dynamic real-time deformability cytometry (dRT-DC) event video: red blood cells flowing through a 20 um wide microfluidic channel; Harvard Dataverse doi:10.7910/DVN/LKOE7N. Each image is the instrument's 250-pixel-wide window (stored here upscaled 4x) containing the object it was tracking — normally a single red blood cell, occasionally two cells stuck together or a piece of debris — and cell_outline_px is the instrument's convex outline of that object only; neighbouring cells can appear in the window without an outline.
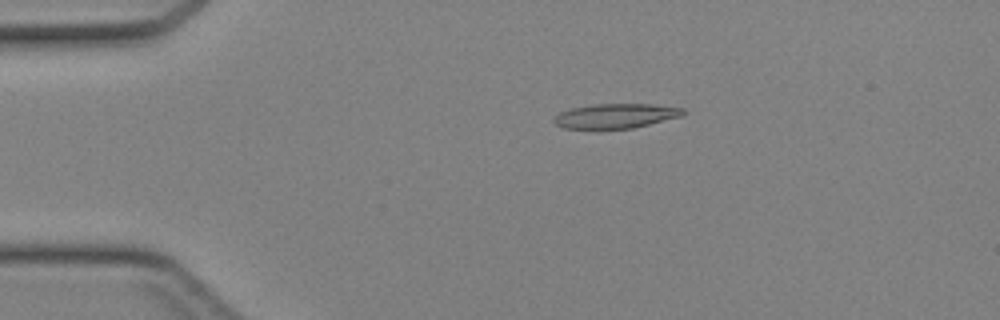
{"species": "Egyptian fruit bat (a non-hibernating species)", "species_latin": "Rousettus aegyptiacus", "temperature_condition": "cold", "stored_images_in_passage": 44, "camera_frame_rate_fps": 3000, "um_per_image_px": 0.085, "animal": {"sex": "female"}, "frame": {"image": 1, "passage_image": 9, "time_ms": 2.667, "image_size_px": [1000, 320], "cell_outline_px": [[684, 112], [680, 116], [632, 128], [564, 128], [556, 124], [552, 120], [560, 112], [572, 108], [592, 104], [652, 104], [684, 108]], "centroid_in_image_um": [52.31, 9.84], "position_along_channel_um": 32.7, "area_um2": 18.15}}
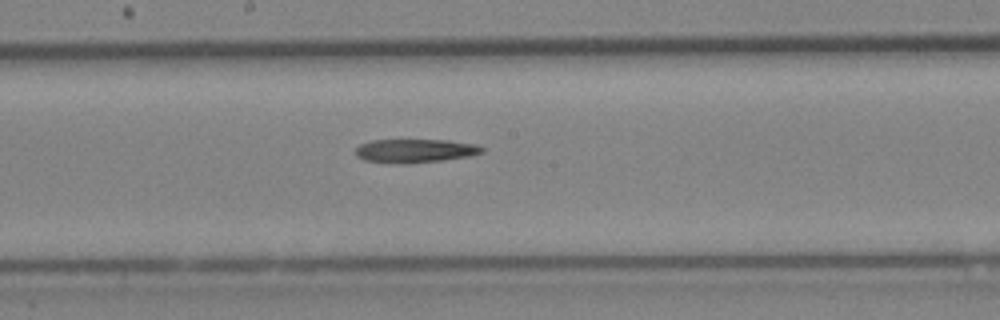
{"frame": {"image": 2, "passage_image": 24, "time_ms": 7.667, "image_size_px": [1000, 320], "cell_outline_px": [[484, 152], [468, 156], [440, 160], [408, 164], [392, 164], [364, 160], [356, 156], [356, 148], [360, 144], [372, 140], [448, 140], [476, 144], [484, 148]], "centroid_in_image_um": [35.25, 12.82], "position_along_channel_um": 212.9, "area_um2": 17.51}}
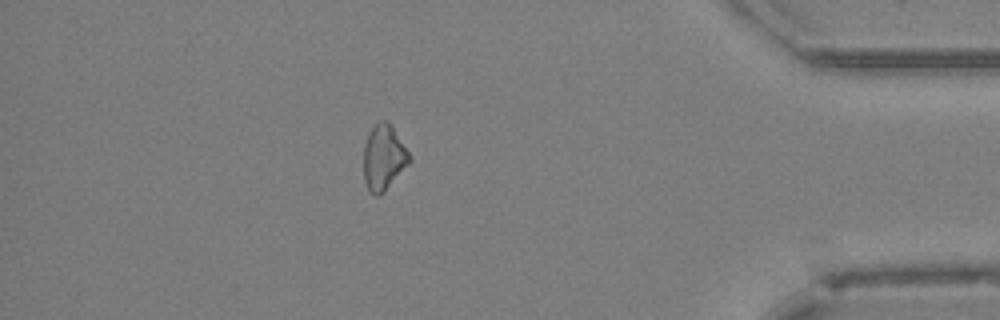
{"frame": {"image": 3, "passage_image": 39, "time_ms": 12.667, "image_size_px": [1000, 320], "cell_outline_px": [[412, 160], [384, 192], [380, 196], [376, 196], [368, 192], [364, 180], [364, 144], [368, 132], [380, 120], [388, 120], [392, 124], [412, 156]], "centroid_in_image_um": [32.62, 13.38], "position_along_channel_um": 402.6, "area_um2": 17.86}}